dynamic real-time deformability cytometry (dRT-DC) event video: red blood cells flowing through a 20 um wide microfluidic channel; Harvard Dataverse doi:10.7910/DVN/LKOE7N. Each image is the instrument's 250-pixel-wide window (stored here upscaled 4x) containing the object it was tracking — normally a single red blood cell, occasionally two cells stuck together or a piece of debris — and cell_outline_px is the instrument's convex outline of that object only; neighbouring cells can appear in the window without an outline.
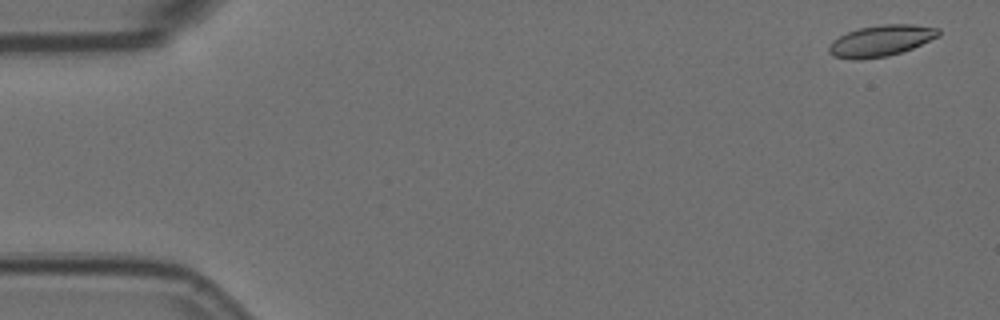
{"species": "Egyptian fruit bat (a non-hibernating species)", "species_latin": "Rousettus aegyptiacus", "temperature_condition": "room temperature", "stored_images_in_passage": 8, "camera_frame_rate_fps": 3000, "um_per_image_px": 0.085, "animal": {"sex": "female"}, "frame": {"image": 1, "passage_image": 3, "time_ms": 0.667, "image_size_px": [1000, 320], "cell_outline_px": [[940, 36], [912, 48], [888, 56], [860, 60], [852, 60], [832, 56], [828, 52], [828, 48], [832, 40], [848, 32], [860, 28], [880, 24], [912, 24], [940, 28]], "centroid_in_image_um": [74.87, 3.47], "position_along_channel_um": 10.1, "area_um2": 20.06}}